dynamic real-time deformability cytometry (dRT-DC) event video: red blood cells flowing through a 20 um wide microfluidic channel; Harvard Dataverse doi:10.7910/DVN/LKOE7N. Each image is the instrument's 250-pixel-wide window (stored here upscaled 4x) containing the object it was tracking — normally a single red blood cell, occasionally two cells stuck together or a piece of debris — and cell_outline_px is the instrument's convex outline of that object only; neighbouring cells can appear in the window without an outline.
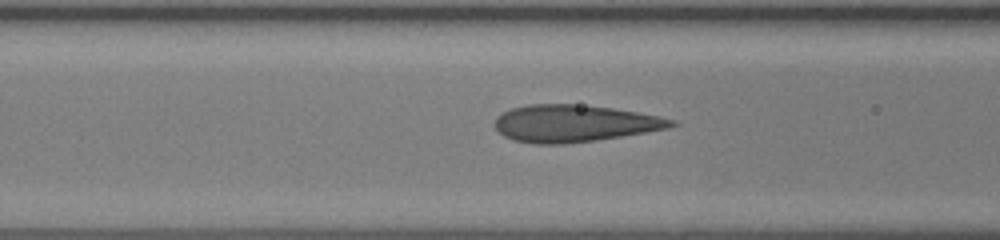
{"species": "human", "species_latin": "Homo sapiens", "temperature_condition": "room temperature", "stored_images_in_passage": 28, "camera_frame_rate_fps": 3000, "um_per_image_px": 0.085, "donor": {"sex": "female"}, "frame": {"image": 1, "passage_image": 7, "time_ms": 2.0, "image_size_px": [1000, 240], "cell_outline_px": [[680, 124], [668, 128], [596, 140], [564, 144], [532, 144], [512, 140], [504, 136], [496, 128], [496, 116], [512, 108], [528, 104], [576, 104], [612, 108], [660, 116], [676, 120]], "centroid_in_image_um": [48.81, 10.49], "position_along_channel_um": 117.8, "area_um2": 38.03}}
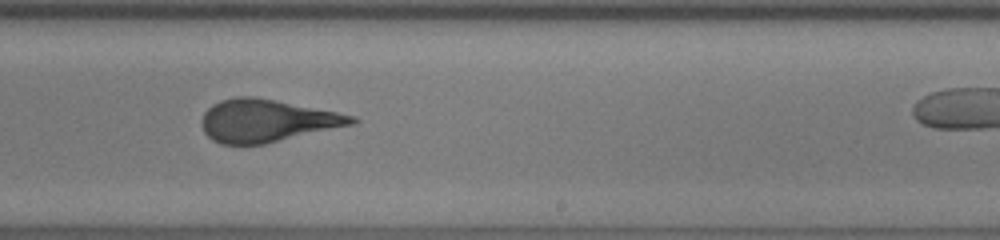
{"frame": {"image": 2, "passage_image": 17, "time_ms": 5.333, "image_size_px": [1000, 240], "cell_outline_px": [[360, 120], [356, 124], [264, 144], [220, 144], [212, 140], [204, 132], [200, 124], [200, 120], [204, 112], [212, 104], [220, 100], [236, 96], [256, 96], [356, 116]], "centroid_in_image_um": [22.66, 10.25], "position_along_channel_um": 266.3, "area_um2": 37.45}}
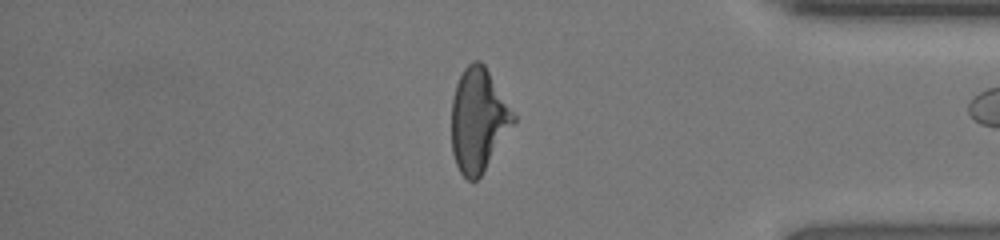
{"frame": {"image": 3, "passage_image": 27, "time_ms": 8.667, "image_size_px": [1000, 240], "cell_outline_px": [[516, 120], [480, 176], [476, 180], [468, 180], [460, 172], [456, 164], [452, 152], [452, 100], [456, 84], [464, 68], [472, 60], [480, 60], [484, 64], [516, 116]], "centroid_in_image_um": [40.64, 10.18], "position_along_channel_um": 394.6, "area_um2": 36.82}}